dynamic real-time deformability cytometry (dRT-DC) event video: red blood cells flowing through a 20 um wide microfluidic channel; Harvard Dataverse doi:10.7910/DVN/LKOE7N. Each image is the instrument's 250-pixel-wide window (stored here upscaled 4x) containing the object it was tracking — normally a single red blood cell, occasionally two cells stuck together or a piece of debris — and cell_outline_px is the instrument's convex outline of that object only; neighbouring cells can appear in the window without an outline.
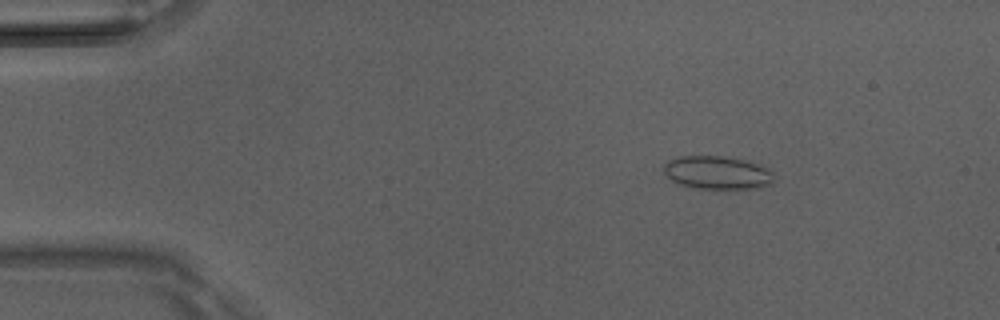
{"species": "Egyptian fruit bat (a non-hibernating species)", "species_latin": "Rousettus aegyptiacus", "temperature_condition": "room temperature", "stored_images_in_passage": 49, "camera_frame_rate_fps": 3000, "um_per_image_px": 0.085, "animal": {"sex": "male"}, "frame": {"image": 1, "passage_image": 7, "time_ms": 2.0, "image_size_px": [1000, 320], "cell_outline_px": [[776, 180], [772, 184], [756, 188], [696, 188], [680, 184], [672, 180], [664, 172], [664, 164], [668, 160], [680, 156], [724, 156], [744, 160], [768, 168], [772, 172]], "centroid_in_image_um": [60.99, 14.67], "position_along_channel_um": 24.0, "area_um2": 21.21}}
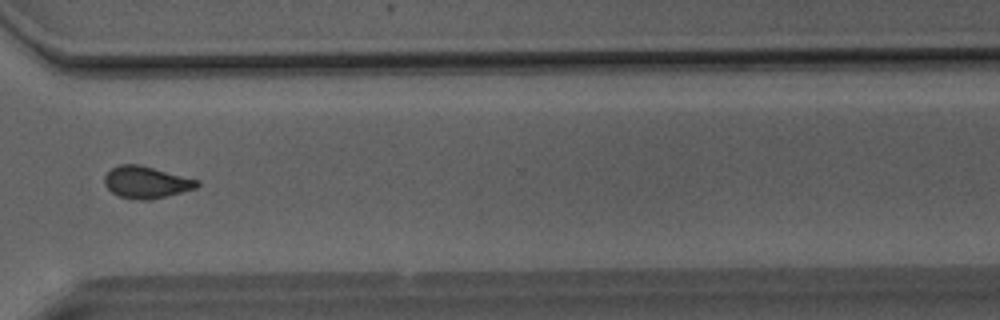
{"frame": {"image": 2, "passage_image": 37, "time_ms": 12.0, "image_size_px": [1000, 320], "cell_outline_px": [[200, 184], [196, 188], [148, 200], [140, 200], [120, 196], [112, 192], [104, 184], [104, 176], [112, 168], [120, 164], [140, 164], [200, 180]], "centroid_in_image_um": [12.43, 15.47], "position_along_channel_um": 358.2, "area_um2": 17.11}}
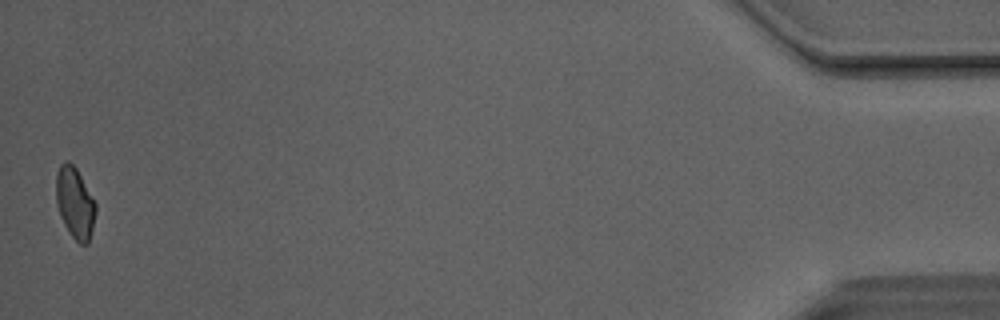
{"frame": {"image": 3, "passage_image": 49, "time_ms": 16.0, "image_size_px": [1000, 320], "cell_outline_px": [[96, 212], [88, 244], [80, 244], [68, 232], [60, 216], [56, 204], [56, 172], [60, 164], [64, 160], [68, 160], [76, 168], [96, 204]], "centroid_in_image_um": [6.35, 17.23], "position_along_channel_um": 428.9, "area_um2": 16.42}, "authors_computed_cell_mechanics": {"area_um2": 17.2244, "velocity_mm_per_s": 4.1224, "shape_relaxation_time_tau1_ms": 6.294, "shape_relaxation_time_tau2_ms": 1.761, "deformation_change_tau1": 0.1042, "deformation_change_tau2": 0.0524}}